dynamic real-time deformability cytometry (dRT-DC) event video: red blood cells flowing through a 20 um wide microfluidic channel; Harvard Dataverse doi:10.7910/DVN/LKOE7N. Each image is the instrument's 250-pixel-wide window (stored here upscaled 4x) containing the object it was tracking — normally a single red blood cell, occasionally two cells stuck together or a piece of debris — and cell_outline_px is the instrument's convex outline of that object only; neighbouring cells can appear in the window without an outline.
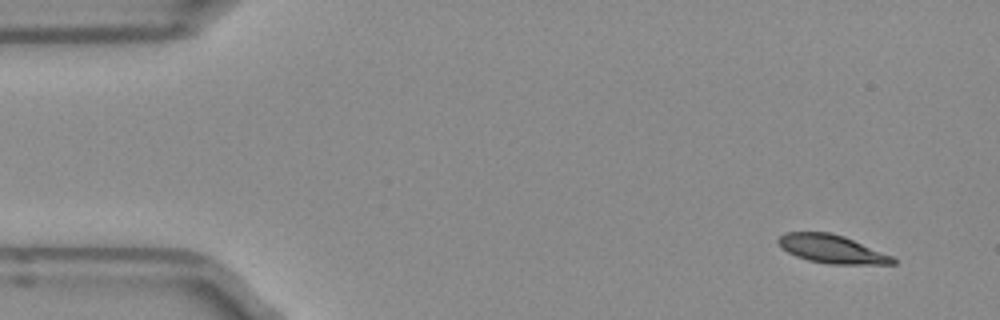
{"species": "Egyptian fruit bat (a non-hibernating species)", "species_latin": "Rousettus aegyptiacus", "temperature_condition": "room temperature", "stored_images_in_passage": 48, "camera_frame_rate_fps": 3000, "um_per_image_px": 0.085, "frame": {"image": 1, "passage_image": 1, "time_ms": 0.0, "image_size_px": [1000, 320], "cell_outline_px": [[896, 264], [828, 264], [808, 260], [796, 256], [788, 252], [776, 240], [784, 232], [828, 232], [844, 236], [892, 256], [896, 260]], "centroid_in_image_um": [70.7, 21.17], "position_along_channel_um": 14.3, "area_um2": 18.73}}
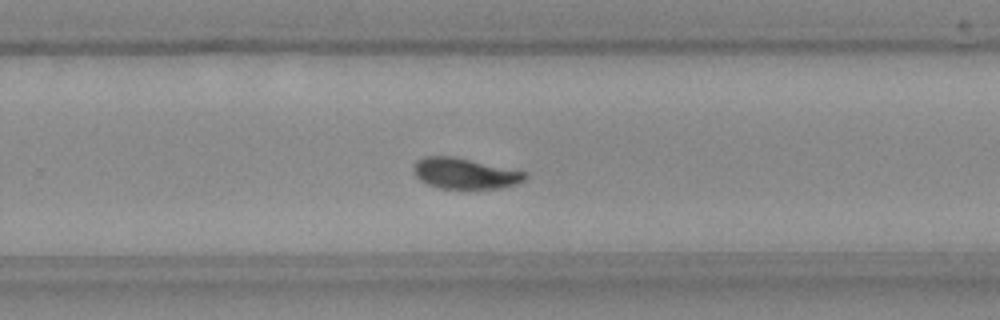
{"frame": {"image": 2, "passage_image": 30, "time_ms": 9.667, "image_size_px": [1000, 320], "cell_outline_px": [[528, 176], [524, 180], [516, 184], [500, 188], [440, 188], [428, 184], [420, 180], [416, 176], [412, 168], [416, 160], [424, 156], [452, 156], [524, 172]], "centroid_in_image_um": [39.46, 14.74], "position_along_channel_um": 290.3, "area_um2": 19.65}}
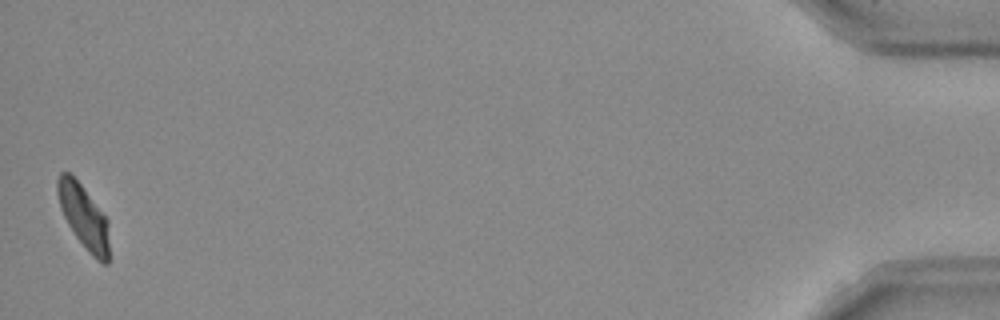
{"frame": {"image": 3, "passage_image": 48, "time_ms": 15.667, "image_size_px": [1000, 320], "cell_outline_px": [[108, 264], [104, 264], [96, 260], [88, 252], [76, 236], [68, 224], [60, 208], [56, 192], [56, 180], [60, 172], [68, 172], [80, 184], [108, 220]], "centroid_in_image_um": [7.09, 18.42], "position_along_channel_um": 428.1, "area_um2": 18.96}, "authors_computed_cell_mechanics": {"area_um2": 19.7387, "velocity_mm_per_s": 3.9261, "shape_relaxation_time_tau1_ms": 4.4476, "shape_relaxation_time_tau2_ms": 0.5669, "deformation_change_tau1": 0.1326, "deformation_change_tau2": 0.0364}}